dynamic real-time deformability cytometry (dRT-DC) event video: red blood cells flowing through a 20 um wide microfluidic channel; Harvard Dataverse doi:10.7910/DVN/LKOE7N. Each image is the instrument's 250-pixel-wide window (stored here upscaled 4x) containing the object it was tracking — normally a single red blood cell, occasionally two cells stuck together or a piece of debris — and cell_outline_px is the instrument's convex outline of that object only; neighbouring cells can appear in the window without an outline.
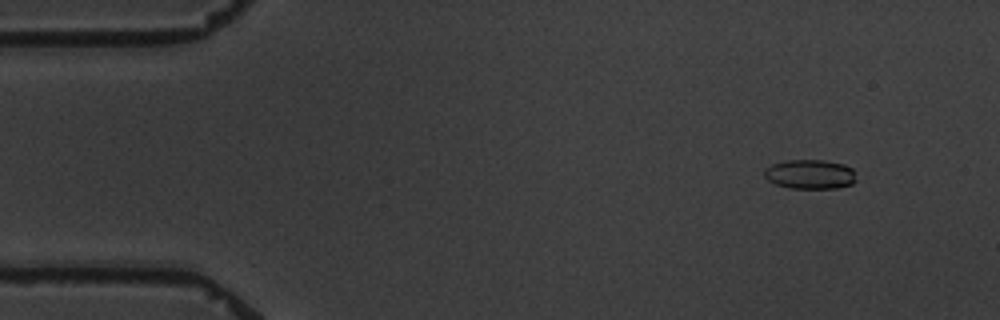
{"species": "common noctule bat (a hibernating species)", "species_latin": "Nyctalus noctula", "temperature_condition": "warm", "stored_images_in_passage": 4, "camera_frame_rate_fps": 3000, "um_per_image_px": 0.085, "animal": {"sex": "male", "body_mass_g": 19.5, "forearm_length_mm": 54.6}, "frame": {"image": 1, "passage_image": 1, "time_ms": 0.0, "image_size_px": [1000, 320], "cell_outline_px": [[856, 180], [852, 184], [836, 188], [788, 188], [776, 184], [768, 180], [764, 176], [764, 168], [772, 164], [784, 160], [824, 160], [844, 164], [852, 168], [856, 172]], "centroid_in_image_um": [68.86, 14.8], "position_along_channel_um": 16.1, "area_um2": 15.95}}
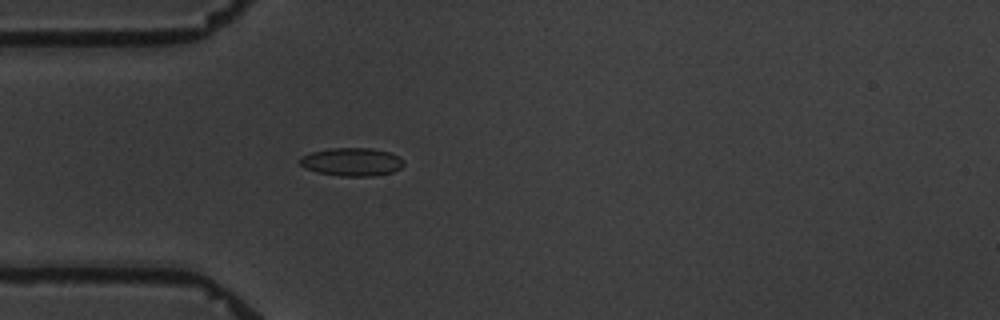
{"frame": {"image": 2, "passage_image": 4, "time_ms": 3.667, "image_size_px": [1000, 320], "cell_outline_px": [[404, 164], [400, 168], [392, 172], [372, 176], [340, 176], [316, 172], [304, 168], [300, 164], [300, 156], [312, 152], [328, 148], [372, 148], [388, 152], [404, 160]], "centroid_in_image_um": [29.87, 13.76], "position_along_channel_um": 55.1, "area_um2": 17.05}}